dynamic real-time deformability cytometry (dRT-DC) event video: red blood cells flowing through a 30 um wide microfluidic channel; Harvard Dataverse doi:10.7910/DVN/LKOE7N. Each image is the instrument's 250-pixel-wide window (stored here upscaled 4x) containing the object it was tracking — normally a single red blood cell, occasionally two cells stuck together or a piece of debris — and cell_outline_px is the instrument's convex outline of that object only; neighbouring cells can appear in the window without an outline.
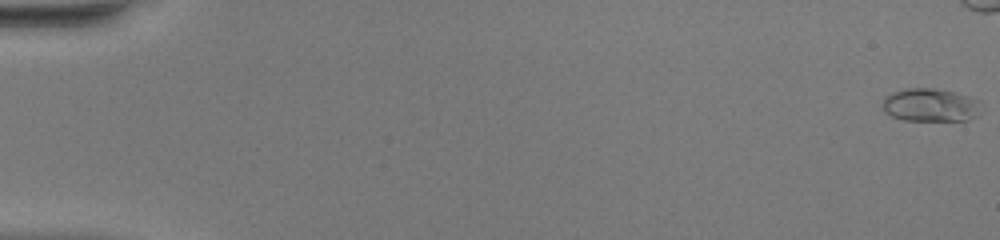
{"species": "common noctule bat (a hibernating species)", "species_latin": "Nyctalus noctula", "temperature_condition": "warm", "stored_images_in_passage": 43, "camera_frame_rate_fps": 3000, "um_per_image_px": 0.085, "animal": {"sex": "female", "body_mass_g": 20.0, "forearm_length_mm": 54.0}, "frame": {"image": 1, "passage_image": 1, "time_ms": 0.0, "image_size_px": [1000, 240], "cell_outline_px": [[976, 116], [968, 120], [904, 120], [892, 116], [884, 112], [884, 96], [892, 92], [908, 88], [936, 88], [968, 96], [976, 100]], "centroid_in_image_um": [79.0, 8.92], "position_along_channel_um": 6.0, "area_um2": 18.55}}
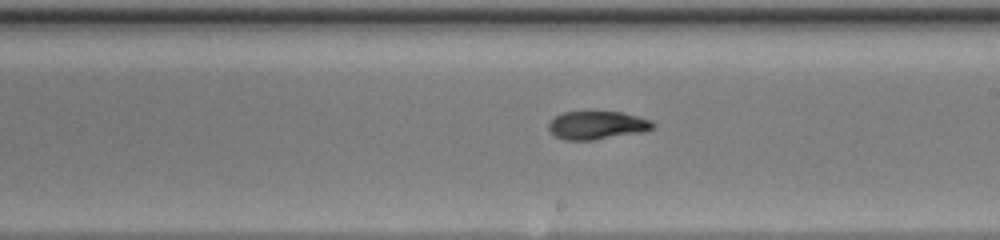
{"frame": {"image": 2, "passage_image": 31, "time_ms": 10.0, "image_size_px": [1000, 240], "cell_outline_px": [[656, 128], [648, 132], [592, 140], [564, 140], [556, 136], [548, 128], [548, 124], [556, 116], [564, 112], [624, 112], [652, 120], [656, 124]], "centroid_in_image_um": [50.86, 10.65], "position_along_channel_um": 238.1, "area_um2": 17.4}}
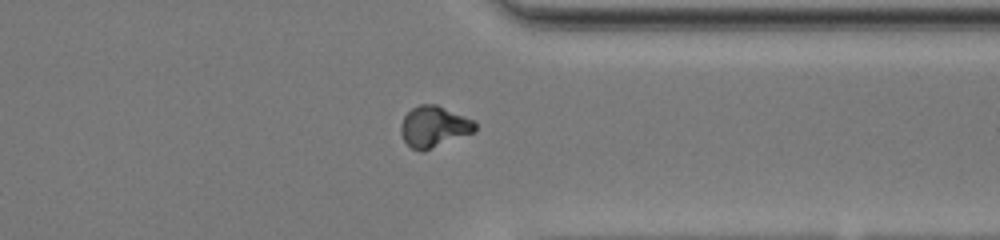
{"frame": {"image": 3, "passage_image": 41, "time_ms": 13.333, "image_size_px": [1000, 240], "cell_outline_px": [[476, 132], [424, 152], [420, 152], [412, 148], [404, 140], [400, 132], [400, 124], [404, 116], [412, 108], [420, 104], [436, 104], [476, 120]], "centroid_in_image_um": [36.92, 10.78], "position_along_channel_um": 374.5, "area_um2": 18.21}}